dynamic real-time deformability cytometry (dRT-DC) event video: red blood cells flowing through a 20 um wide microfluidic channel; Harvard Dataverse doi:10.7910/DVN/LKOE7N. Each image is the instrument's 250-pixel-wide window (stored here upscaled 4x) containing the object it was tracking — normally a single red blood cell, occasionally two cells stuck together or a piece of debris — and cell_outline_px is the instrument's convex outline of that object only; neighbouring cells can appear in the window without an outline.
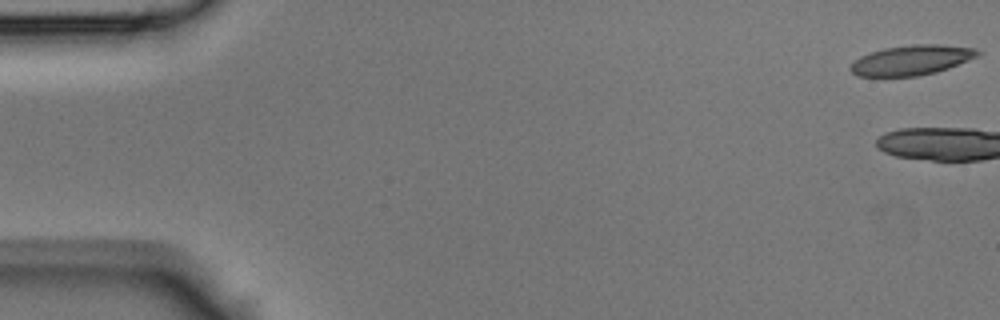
{"species": "Egyptian fruit bat (a non-hibernating species)", "species_latin": "Rousettus aegyptiacus", "temperature_condition": "room temperature", "stored_images_in_passage": 4, "camera_frame_rate_fps": 3000, "um_per_image_px": 0.085, "animal": {"sex": "male"}, "frame": {"image": 1, "passage_image": 1, "time_ms": 0.0, "image_size_px": [1000, 320], "cell_outline_px": [[980, 52], [976, 56], [968, 60], [948, 68], [936, 72], [916, 76], [856, 76], [848, 68], [860, 56], [884, 48], [912, 44], [940, 44], [976, 48]], "centroid_in_image_um": [77.47, 5.1], "position_along_channel_um": 7.5, "area_um2": 22.02}}